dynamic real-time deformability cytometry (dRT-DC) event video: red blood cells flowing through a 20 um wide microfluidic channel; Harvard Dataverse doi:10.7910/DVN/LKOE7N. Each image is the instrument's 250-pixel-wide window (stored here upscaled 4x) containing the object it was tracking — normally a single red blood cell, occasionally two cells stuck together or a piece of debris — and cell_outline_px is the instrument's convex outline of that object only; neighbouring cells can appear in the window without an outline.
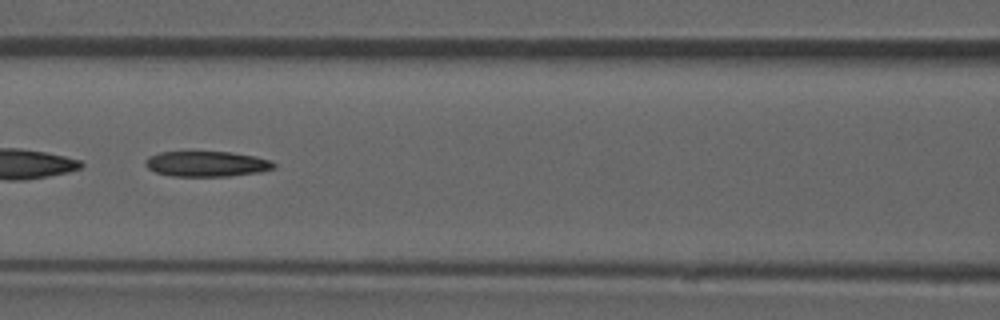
{"species": "common noctule bat (a hibernating species)", "species_latin": "Nyctalus noctula", "temperature_condition": "room temperature", "stored_images_in_passage": 11, "camera_frame_rate_fps": 3000, "um_per_image_px": 0.085, "animal": {"sex": "male", "forearm_length_mm": 52.5}, "frame": {"image": 1, "passage_image": 8, "time_ms": 2.333, "image_size_px": [1000, 320], "cell_outline_px": [[276, 168], [260, 172], [228, 176], [172, 176], [156, 172], [148, 168], [144, 164], [144, 160], [148, 156], [160, 152], [232, 152], [256, 156], [272, 160], [276, 164]], "centroid_in_image_um": [17.59, 13.92], "position_along_channel_um": 149.0, "area_um2": 19.19}}